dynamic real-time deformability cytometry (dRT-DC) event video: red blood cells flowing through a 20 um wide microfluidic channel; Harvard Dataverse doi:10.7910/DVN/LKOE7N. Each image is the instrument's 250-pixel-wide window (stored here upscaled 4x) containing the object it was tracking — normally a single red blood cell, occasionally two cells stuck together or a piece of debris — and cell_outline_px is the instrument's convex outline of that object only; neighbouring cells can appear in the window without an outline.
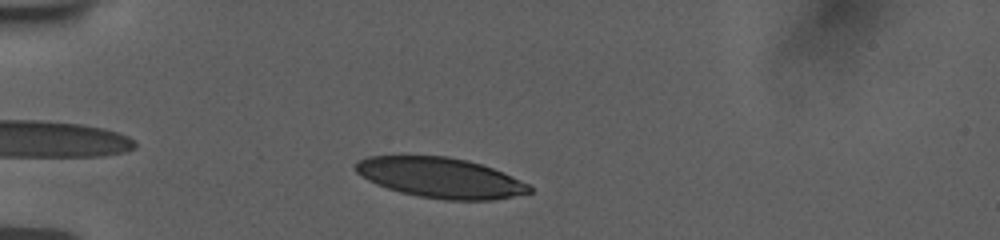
{"species": "human", "species_latin": "Homo sapiens", "temperature_condition": "room temperature", "stored_images_in_passage": 44, "camera_frame_rate_fps": 3000, "um_per_image_px": 0.085, "donor": {"sex": "female"}, "frame": {"image": 1, "passage_image": 5, "time_ms": 1.333, "image_size_px": [1000, 240], "cell_outline_px": [[532, 192], [492, 200], [444, 200], [420, 196], [400, 192], [376, 184], [368, 180], [356, 172], [352, 168], [352, 164], [368, 156], [404, 152], [448, 156], [468, 160], [504, 172], [528, 184], [532, 188]], "centroid_in_image_um": [37.33, 15.05], "position_along_channel_um": 47.7, "area_um2": 41.91}}
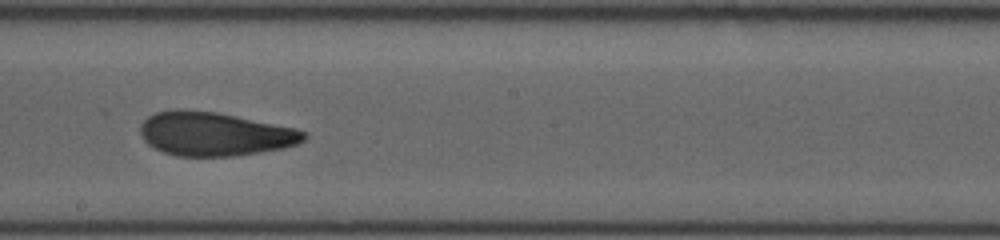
{"frame": {"image": 2, "passage_image": 22, "time_ms": 7.0, "image_size_px": [1000, 240], "cell_outline_px": [[308, 136], [304, 140], [296, 144], [284, 148], [260, 152], [232, 156], [176, 156], [164, 152], [148, 144], [144, 140], [140, 132], [140, 124], [148, 116], [156, 112], [176, 108], [180, 108], [216, 112], [296, 128], [308, 132]], "centroid_in_image_um": [18.24, 11.37], "position_along_channel_um": 230.0, "area_um2": 41.85}}
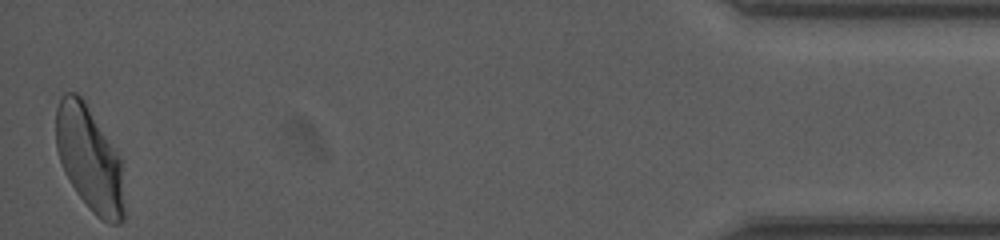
{"frame": {"image": 3, "passage_image": 44, "time_ms": 14.333, "image_size_px": [1000, 240], "cell_outline_px": [[128, 216], [120, 224], [108, 224], [100, 220], [88, 208], [76, 192], [64, 172], [56, 148], [56, 108], [64, 92], [76, 92], [84, 100], [120, 156]], "centroid_in_image_um": [7.66, 13.59], "position_along_channel_um": 427.5, "area_um2": 42.54}, "authors_computed_cell_mechanics": {"area_um2": 41.7605, "velocity_mm_per_s": 3.7553, "shape_relaxation_time_tau1_ms": 5.2228, "shape_relaxation_time_tau2_ms": 1.3043, "deformation_change_tau1": 0.1726, "deformation_change_tau2": 0.0808}}